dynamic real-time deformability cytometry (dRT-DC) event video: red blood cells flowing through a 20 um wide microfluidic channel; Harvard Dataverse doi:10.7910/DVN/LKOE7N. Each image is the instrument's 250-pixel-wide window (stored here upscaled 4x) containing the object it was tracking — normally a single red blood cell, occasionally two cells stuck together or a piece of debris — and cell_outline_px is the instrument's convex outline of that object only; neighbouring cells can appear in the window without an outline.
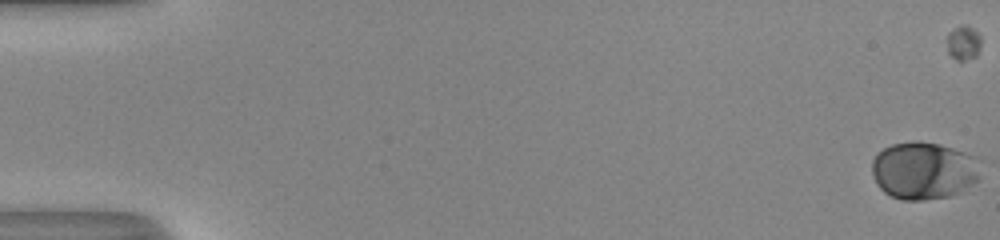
{"species": "human", "species_latin": "Homo sapiens", "temperature_condition": "room temperature", "stored_images_in_passage": 37, "camera_frame_rate_fps": 3000, "um_per_image_px": 0.085, "donor": {"sex": "male"}, "frame": {"image": 1, "passage_image": 1, "time_ms": 0.0, "image_size_px": [1000, 240], "cell_outline_px": [[984, 160], [980, 176], [964, 192], [948, 196], [920, 200], [904, 200], [892, 196], [884, 192], [876, 184], [872, 176], [872, 160], [876, 152], [892, 144], [912, 140], [916, 140], [940, 144], [976, 156]], "centroid_in_image_um": [78.56, 14.48], "position_along_channel_um": 6.4, "area_um2": 37.22}}